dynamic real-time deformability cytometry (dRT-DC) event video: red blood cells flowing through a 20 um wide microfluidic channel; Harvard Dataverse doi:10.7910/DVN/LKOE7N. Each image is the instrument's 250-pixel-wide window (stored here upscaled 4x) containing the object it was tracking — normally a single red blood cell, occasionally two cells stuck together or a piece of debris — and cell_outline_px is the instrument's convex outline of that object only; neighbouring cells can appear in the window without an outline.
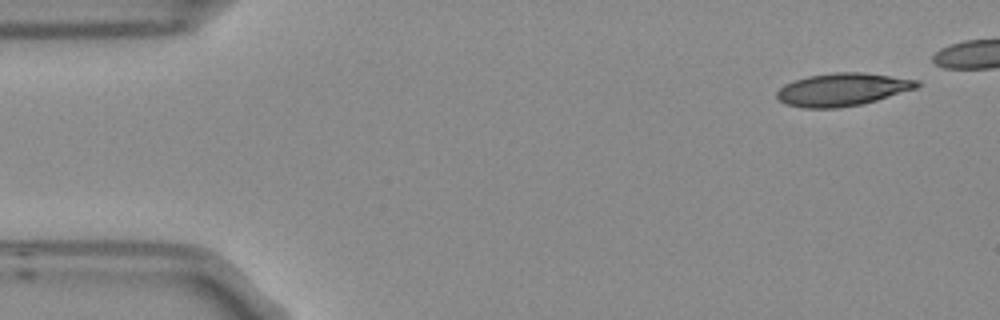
{"species": "Egyptian fruit bat (a non-hibernating species)", "species_latin": "Rousettus aegyptiacus", "temperature_condition": "room temperature", "stored_images_in_passage": 9, "camera_frame_rate_fps": 3000, "um_per_image_px": 0.085, "frame": {"image": 1, "passage_image": 1, "time_ms": 0.0, "image_size_px": [1000, 320], "cell_outline_px": [[920, 84], [916, 88], [876, 100], [860, 104], [836, 108], [804, 108], [784, 104], [776, 96], [776, 92], [784, 84], [792, 80], [808, 76], [832, 72], [864, 72], [920, 80]], "centroid_in_image_um": [71.57, 7.6], "position_along_channel_um": 13.4, "area_um2": 26.82}}
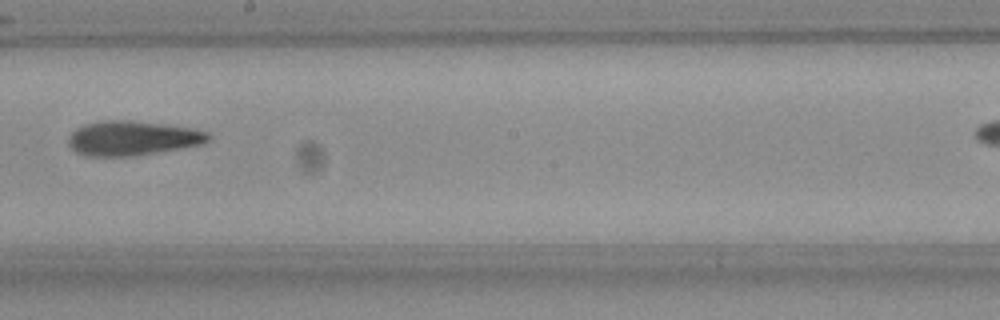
{"frame": {"image": 2, "passage_image": 8, "time_ms": 2.333, "image_size_px": [1000, 320], "cell_outline_px": [[212, 140], [204, 144], [132, 156], [88, 156], [76, 152], [68, 144], [68, 136], [76, 128], [84, 124], [100, 120], [132, 120], [164, 124], [192, 128], [208, 132], [212, 136]], "centroid_in_image_um": [11.27, 11.73], "position_along_channel_um": 236.9, "area_um2": 28.38}}
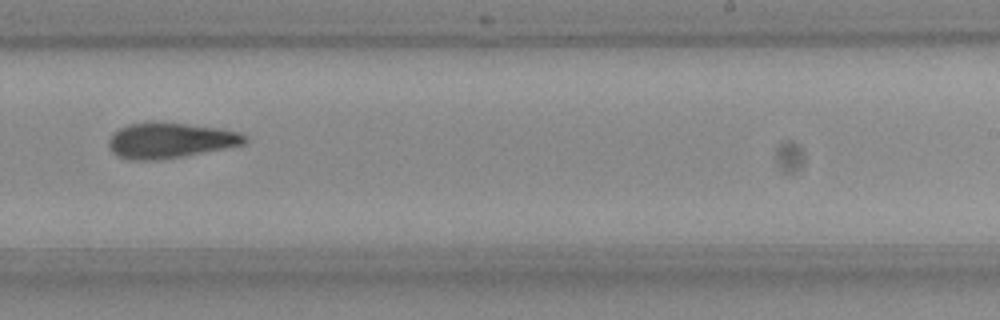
{"frame": {"image": 3, "passage_image": 9, "time_ms": 2.667, "image_size_px": [1000, 320], "cell_outline_px": [[248, 140], [244, 144], [184, 156], [156, 160], [132, 160], [120, 156], [112, 152], [108, 144], [108, 140], [112, 132], [128, 124], [152, 120], [156, 120], [220, 128], [240, 132], [248, 136]], "centroid_in_image_um": [14.45, 11.9], "position_along_channel_um": 274.6, "area_um2": 28.5}}